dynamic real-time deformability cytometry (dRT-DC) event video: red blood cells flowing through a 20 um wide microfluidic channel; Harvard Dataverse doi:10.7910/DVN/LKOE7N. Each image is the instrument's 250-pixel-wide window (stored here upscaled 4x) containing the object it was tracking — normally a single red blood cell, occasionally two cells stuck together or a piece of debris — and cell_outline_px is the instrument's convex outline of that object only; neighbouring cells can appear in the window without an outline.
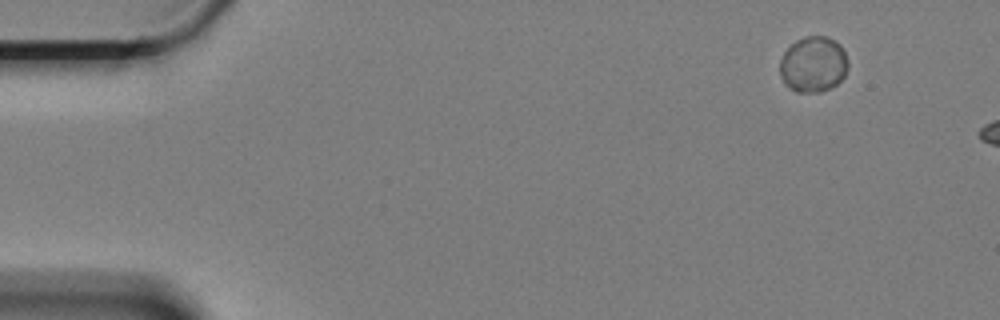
{"species": "Egyptian fruit bat (a non-hibernating species)", "species_latin": "Rousettus aegyptiacus", "temperature_condition": "cold", "stored_images_in_passage": 11, "camera_frame_rate_fps": 3000, "um_per_image_px": 0.085, "animal": {"sex": "female"}, "frame": {"image": 1, "passage_image": 1, "time_ms": 0.0, "image_size_px": [1000, 320], "cell_outline_px": [[848, 68], [844, 76], [836, 84], [820, 92], [796, 92], [780, 76], [780, 60], [784, 52], [796, 40], [804, 36], [828, 36], [836, 40], [840, 44], [848, 60]], "centroid_in_image_um": [69.15, 5.44], "position_along_channel_um": 15.9, "area_um2": 22.08}}